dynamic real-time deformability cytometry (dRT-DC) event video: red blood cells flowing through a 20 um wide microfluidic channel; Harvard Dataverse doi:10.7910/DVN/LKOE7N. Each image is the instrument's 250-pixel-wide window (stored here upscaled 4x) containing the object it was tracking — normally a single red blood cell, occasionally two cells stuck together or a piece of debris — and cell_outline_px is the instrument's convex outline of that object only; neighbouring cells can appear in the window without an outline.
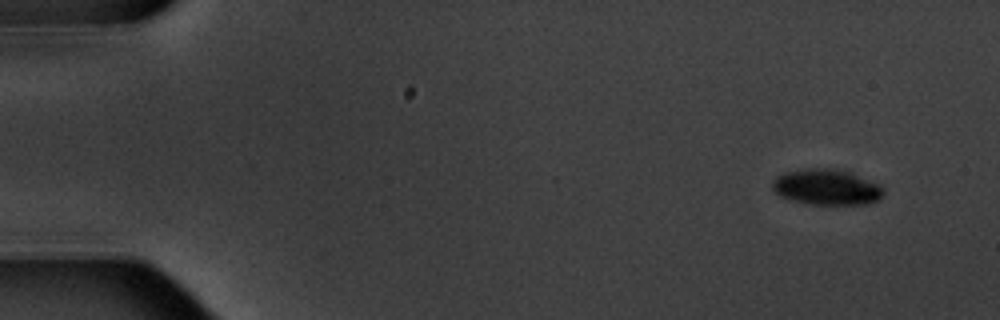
{"species": "common noctule bat (a hibernating species)", "species_latin": "Nyctalus noctula", "temperature_condition": "warm", "stored_images_in_passage": 4, "camera_frame_rate_fps": 3000, "um_per_image_px": 0.085, "animal": {"sex": "male", "body_mass_g": 20.1, "forearm_length_mm": 53.5}, "frame": {"image": 1, "passage_image": 1, "time_ms": 0.0, "image_size_px": [1000, 320], "cell_outline_px": [[884, 192], [880, 200], [868, 204], [812, 204], [780, 196], [772, 188], [772, 180], [776, 176], [784, 172], [804, 168], [828, 168], [848, 172], [880, 184], [884, 188]], "centroid_in_image_um": [70.27, 15.9], "position_along_channel_um": 14.7, "area_um2": 23.06}}
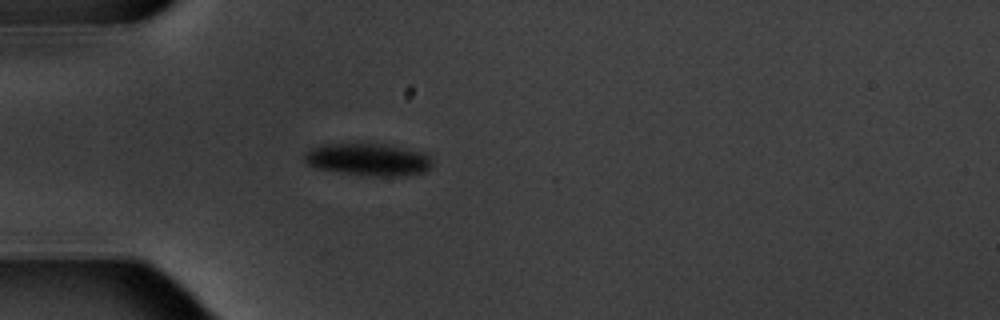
{"frame": {"image": 2, "passage_image": 4, "time_ms": 4.333, "image_size_px": [1000, 320], "cell_outline_px": [[432, 164], [424, 172], [404, 176], [360, 176], [316, 168], [308, 164], [304, 160], [304, 152], [312, 148], [324, 144], [388, 144], [420, 152], [428, 156], [432, 160]], "centroid_in_image_um": [31.27, 13.57], "position_along_channel_um": 53.7, "area_um2": 24.16}}